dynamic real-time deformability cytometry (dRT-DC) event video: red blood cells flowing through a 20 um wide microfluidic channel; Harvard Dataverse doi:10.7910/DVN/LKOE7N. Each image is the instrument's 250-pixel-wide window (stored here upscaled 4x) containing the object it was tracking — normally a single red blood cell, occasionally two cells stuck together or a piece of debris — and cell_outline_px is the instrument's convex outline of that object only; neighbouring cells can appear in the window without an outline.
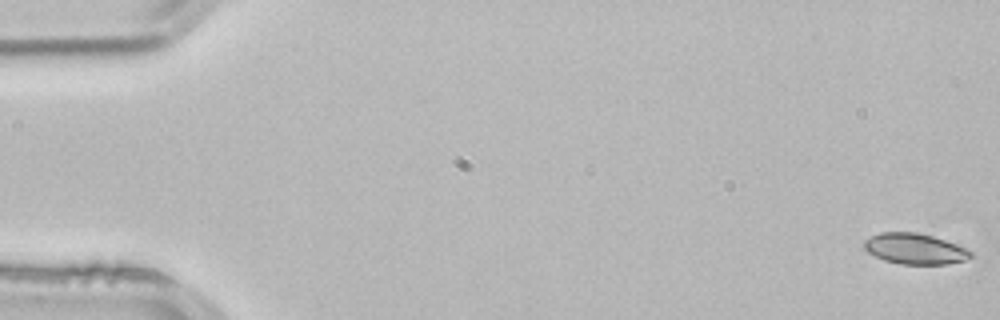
{"species": "common noctule bat (a hibernating species)", "species_latin": "Nyctalus noctula", "temperature_condition": "room temperature", "stored_images_in_passage": 4, "camera_frame_rate_fps": 3000, "um_per_image_px": 0.085, "animal": {"sex": "male", "body_mass_g": 21.5, "forearm_length_mm": 52.0}, "frame": {"image": 1, "passage_image": 1, "time_ms": 0.0, "image_size_px": [1000, 320], "cell_outline_px": [[972, 256], [964, 260], [948, 264], [900, 264], [884, 260], [868, 252], [864, 248], [864, 240], [880, 232], [916, 232], [932, 236], [956, 244], [972, 252]], "centroid_in_image_um": [77.74, 21.15], "position_along_channel_um": 7.3, "area_um2": 18.9}}
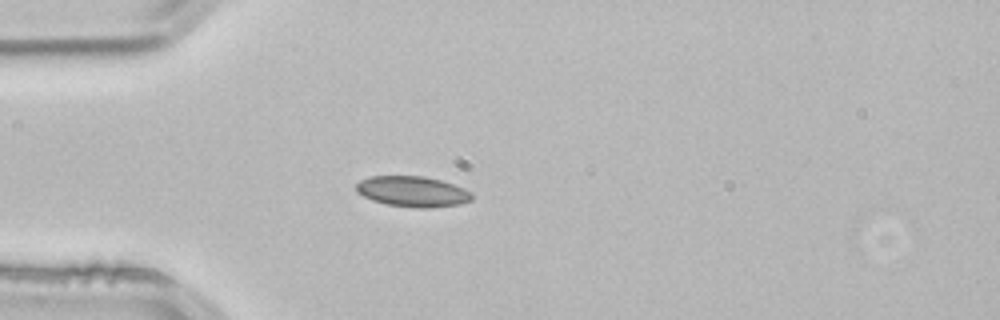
{"frame": {"image": 2, "passage_image": 4, "time_ms": 1.0, "image_size_px": [1000, 320], "cell_outline_px": [[472, 200], [460, 204], [428, 208], [416, 208], [388, 204], [372, 200], [356, 192], [356, 184], [360, 180], [368, 176], [424, 176], [440, 180], [464, 188], [472, 192]], "centroid_in_image_um": [35.06, 16.27], "position_along_channel_um": 49.9, "area_um2": 20.63}}